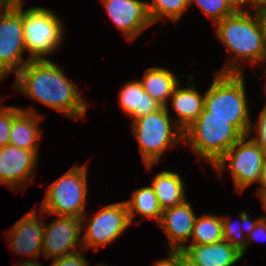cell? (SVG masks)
<instances>
[{
  "label": "cell",
  "instance_id": "6da1fadb",
  "mask_svg": "<svg viewBox=\"0 0 266 266\" xmlns=\"http://www.w3.org/2000/svg\"><path fill=\"white\" fill-rule=\"evenodd\" d=\"M14 89L72 119H83L88 102L63 68L50 59L30 60L17 74Z\"/></svg>",
  "mask_w": 266,
  "mask_h": 266
},
{
  "label": "cell",
  "instance_id": "7a4b0ae2",
  "mask_svg": "<svg viewBox=\"0 0 266 266\" xmlns=\"http://www.w3.org/2000/svg\"><path fill=\"white\" fill-rule=\"evenodd\" d=\"M252 9L254 12L251 14L242 5L234 14L215 23L216 38L232 56L217 73H244L240 60H246L251 65L266 61V45L258 10Z\"/></svg>",
  "mask_w": 266,
  "mask_h": 266
},
{
  "label": "cell",
  "instance_id": "3957f363",
  "mask_svg": "<svg viewBox=\"0 0 266 266\" xmlns=\"http://www.w3.org/2000/svg\"><path fill=\"white\" fill-rule=\"evenodd\" d=\"M205 91L204 109L199 117H220L229 120L243 136L248 135L252 119L248 107L245 75L215 73Z\"/></svg>",
  "mask_w": 266,
  "mask_h": 266
},
{
  "label": "cell",
  "instance_id": "277c9868",
  "mask_svg": "<svg viewBox=\"0 0 266 266\" xmlns=\"http://www.w3.org/2000/svg\"><path fill=\"white\" fill-rule=\"evenodd\" d=\"M169 112V105L162 106L132 122V131L147 170L160 162L167 149L184 143V131L171 120Z\"/></svg>",
  "mask_w": 266,
  "mask_h": 266
},
{
  "label": "cell",
  "instance_id": "5b68a950",
  "mask_svg": "<svg viewBox=\"0 0 266 266\" xmlns=\"http://www.w3.org/2000/svg\"><path fill=\"white\" fill-rule=\"evenodd\" d=\"M242 137L229 120L220 117H198L184 131V143L212 167Z\"/></svg>",
  "mask_w": 266,
  "mask_h": 266
},
{
  "label": "cell",
  "instance_id": "8992f818",
  "mask_svg": "<svg viewBox=\"0 0 266 266\" xmlns=\"http://www.w3.org/2000/svg\"><path fill=\"white\" fill-rule=\"evenodd\" d=\"M87 166L74 165L46 190L40 212L50 216H74L85 214L87 202Z\"/></svg>",
  "mask_w": 266,
  "mask_h": 266
},
{
  "label": "cell",
  "instance_id": "52a82bcc",
  "mask_svg": "<svg viewBox=\"0 0 266 266\" xmlns=\"http://www.w3.org/2000/svg\"><path fill=\"white\" fill-rule=\"evenodd\" d=\"M53 10L31 7L23 10V31L26 51L31 60L48 59L63 41L64 24Z\"/></svg>",
  "mask_w": 266,
  "mask_h": 266
},
{
  "label": "cell",
  "instance_id": "ba28073f",
  "mask_svg": "<svg viewBox=\"0 0 266 266\" xmlns=\"http://www.w3.org/2000/svg\"><path fill=\"white\" fill-rule=\"evenodd\" d=\"M23 5L0 4V81L10 72L17 74L31 60L22 57L26 51Z\"/></svg>",
  "mask_w": 266,
  "mask_h": 266
},
{
  "label": "cell",
  "instance_id": "9c48e42d",
  "mask_svg": "<svg viewBox=\"0 0 266 266\" xmlns=\"http://www.w3.org/2000/svg\"><path fill=\"white\" fill-rule=\"evenodd\" d=\"M265 154L250 138L244 135L213 166L219 176L227 167L233 177L236 191H243L258 183ZM228 164V165H227Z\"/></svg>",
  "mask_w": 266,
  "mask_h": 266
},
{
  "label": "cell",
  "instance_id": "30bf717a",
  "mask_svg": "<svg viewBox=\"0 0 266 266\" xmlns=\"http://www.w3.org/2000/svg\"><path fill=\"white\" fill-rule=\"evenodd\" d=\"M81 220L82 230L86 228V232L82 237L83 250L92 247L95 251H98L99 247H105L118 239L124 230L131 225L125 201L102 207L92 218H88L84 214Z\"/></svg>",
  "mask_w": 266,
  "mask_h": 266
},
{
  "label": "cell",
  "instance_id": "8fae6325",
  "mask_svg": "<svg viewBox=\"0 0 266 266\" xmlns=\"http://www.w3.org/2000/svg\"><path fill=\"white\" fill-rule=\"evenodd\" d=\"M82 220L80 217L59 216L49 224H44L42 257L61 258L83 250L82 247ZM80 249L76 247L79 246Z\"/></svg>",
  "mask_w": 266,
  "mask_h": 266
},
{
  "label": "cell",
  "instance_id": "7c38bea8",
  "mask_svg": "<svg viewBox=\"0 0 266 266\" xmlns=\"http://www.w3.org/2000/svg\"><path fill=\"white\" fill-rule=\"evenodd\" d=\"M38 160L39 156L31 150L10 144L0 147V185L13 191L25 190L34 179Z\"/></svg>",
  "mask_w": 266,
  "mask_h": 266
},
{
  "label": "cell",
  "instance_id": "4fadbf2b",
  "mask_svg": "<svg viewBox=\"0 0 266 266\" xmlns=\"http://www.w3.org/2000/svg\"><path fill=\"white\" fill-rule=\"evenodd\" d=\"M101 2L112 23L122 31L128 41H133L153 25L145 1L101 0Z\"/></svg>",
  "mask_w": 266,
  "mask_h": 266
},
{
  "label": "cell",
  "instance_id": "5bb4252c",
  "mask_svg": "<svg viewBox=\"0 0 266 266\" xmlns=\"http://www.w3.org/2000/svg\"><path fill=\"white\" fill-rule=\"evenodd\" d=\"M37 214L34 207L9 229L7 235L13 254L29 257L26 261L39 259L42 255L44 223L41 219L44 217L40 215L41 218L38 219Z\"/></svg>",
  "mask_w": 266,
  "mask_h": 266
},
{
  "label": "cell",
  "instance_id": "9a60e30c",
  "mask_svg": "<svg viewBox=\"0 0 266 266\" xmlns=\"http://www.w3.org/2000/svg\"><path fill=\"white\" fill-rule=\"evenodd\" d=\"M196 217L188 200L163 210L158 226L168 239V252H180L190 241Z\"/></svg>",
  "mask_w": 266,
  "mask_h": 266
},
{
  "label": "cell",
  "instance_id": "2e32d148",
  "mask_svg": "<svg viewBox=\"0 0 266 266\" xmlns=\"http://www.w3.org/2000/svg\"><path fill=\"white\" fill-rule=\"evenodd\" d=\"M180 252L185 257L186 266H234L243 257L224 240L212 244H186Z\"/></svg>",
  "mask_w": 266,
  "mask_h": 266
},
{
  "label": "cell",
  "instance_id": "e0dca14e",
  "mask_svg": "<svg viewBox=\"0 0 266 266\" xmlns=\"http://www.w3.org/2000/svg\"><path fill=\"white\" fill-rule=\"evenodd\" d=\"M23 108H20L14 114L9 144L31 150L38 155V149L40 148L39 139L42 138L39 122L42 119V115L38 114L32 107Z\"/></svg>",
  "mask_w": 266,
  "mask_h": 266
},
{
  "label": "cell",
  "instance_id": "ac0fdd59",
  "mask_svg": "<svg viewBox=\"0 0 266 266\" xmlns=\"http://www.w3.org/2000/svg\"><path fill=\"white\" fill-rule=\"evenodd\" d=\"M182 86L181 83L176 86L169 102L172 101L171 104L177 115L173 121L185 131L202 113L205 93L202 96L197 91L196 84L189 85L187 88Z\"/></svg>",
  "mask_w": 266,
  "mask_h": 266
},
{
  "label": "cell",
  "instance_id": "d6986e66",
  "mask_svg": "<svg viewBox=\"0 0 266 266\" xmlns=\"http://www.w3.org/2000/svg\"><path fill=\"white\" fill-rule=\"evenodd\" d=\"M118 95L122 111L133 120L162 107L143 89L141 81L137 79L122 86Z\"/></svg>",
  "mask_w": 266,
  "mask_h": 266
},
{
  "label": "cell",
  "instance_id": "ffe728a7",
  "mask_svg": "<svg viewBox=\"0 0 266 266\" xmlns=\"http://www.w3.org/2000/svg\"><path fill=\"white\" fill-rule=\"evenodd\" d=\"M151 187L162 210L181 204L186 200V188L180 173L161 171L152 179Z\"/></svg>",
  "mask_w": 266,
  "mask_h": 266
},
{
  "label": "cell",
  "instance_id": "44dd1931",
  "mask_svg": "<svg viewBox=\"0 0 266 266\" xmlns=\"http://www.w3.org/2000/svg\"><path fill=\"white\" fill-rule=\"evenodd\" d=\"M174 72L163 67H150L140 80L143 89L162 106L168 105V99L180 83Z\"/></svg>",
  "mask_w": 266,
  "mask_h": 266
},
{
  "label": "cell",
  "instance_id": "7402d4cb",
  "mask_svg": "<svg viewBox=\"0 0 266 266\" xmlns=\"http://www.w3.org/2000/svg\"><path fill=\"white\" fill-rule=\"evenodd\" d=\"M125 202L131 224L135 213L145 216L147 219H154L157 221L156 223L160 222L163 210L151 185L135 189L131 194V199Z\"/></svg>",
  "mask_w": 266,
  "mask_h": 266
},
{
  "label": "cell",
  "instance_id": "603a6c76",
  "mask_svg": "<svg viewBox=\"0 0 266 266\" xmlns=\"http://www.w3.org/2000/svg\"><path fill=\"white\" fill-rule=\"evenodd\" d=\"M262 217L263 216L255 218L252 221L249 219L248 214L245 211H242L239 215V221L244 225L237 223L236 226V223L232 222L228 216H221L223 240L233 245L243 256L247 250V236Z\"/></svg>",
  "mask_w": 266,
  "mask_h": 266
},
{
  "label": "cell",
  "instance_id": "cb8c5ba5",
  "mask_svg": "<svg viewBox=\"0 0 266 266\" xmlns=\"http://www.w3.org/2000/svg\"><path fill=\"white\" fill-rule=\"evenodd\" d=\"M221 216L203 214L196 217L190 244H212L223 240Z\"/></svg>",
  "mask_w": 266,
  "mask_h": 266
},
{
  "label": "cell",
  "instance_id": "d4e9b609",
  "mask_svg": "<svg viewBox=\"0 0 266 266\" xmlns=\"http://www.w3.org/2000/svg\"><path fill=\"white\" fill-rule=\"evenodd\" d=\"M188 8L189 0H151L150 3L147 2L148 14L152 24L164 18L178 23Z\"/></svg>",
  "mask_w": 266,
  "mask_h": 266
},
{
  "label": "cell",
  "instance_id": "484cf974",
  "mask_svg": "<svg viewBox=\"0 0 266 266\" xmlns=\"http://www.w3.org/2000/svg\"><path fill=\"white\" fill-rule=\"evenodd\" d=\"M193 3L215 24L246 5V0H189V7Z\"/></svg>",
  "mask_w": 266,
  "mask_h": 266
},
{
  "label": "cell",
  "instance_id": "4316f807",
  "mask_svg": "<svg viewBox=\"0 0 266 266\" xmlns=\"http://www.w3.org/2000/svg\"><path fill=\"white\" fill-rule=\"evenodd\" d=\"M20 109L19 106H3L0 104V147L9 144L10 132L14 120V114Z\"/></svg>",
  "mask_w": 266,
  "mask_h": 266
},
{
  "label": "cell",
  "instance_id": "83f0119b",
  "mask_svg": "<svg viewBox=\"0 0 266 266\" xmlns=\"http://www.w3.org/2000/svg\"><path fill=\"white\" fill-rule=\"evenodd\" d=\"M259 118L256 124H251L248 135L250 138L262 149L266 155V107H263L259 113ZM256 129H255V128ZM253 129L255 130V136L251 137Z\"/></svg>",
  "mask_w": 266,
  "mask_h": 266
},
{
  "label": "cell",
  "instance_id": "f1b7e54d",
  "mask_svg": "<svg viewBox=\"0 0 266 266\" xmlns=\"http://www.w3.org/2000/svg\"><path fill=\"white\" fill-rule=\"evenodd\" d=\"M50 266H89V263L79 250L64 257L53 259Z\"/></svg>",
  "mask_w": 266,
  "mask_h": 266
},
{
  "label": "cell",
  "instance_id": "f546056e",
  "mask_svg": "<svg viewBox=\"0 0 266 266\" xmlns=\"http://www.w3.org/2000/svg\"><path fill=\"white\" fill-rule=\"evenodd\" d=\"M166 258L158 260L152 266H186L185 257L181 252L169 251Z\"/></svg>",
  "mask_w": 266,
  "mask_h": 266
},
{
  "label": "cell",
  "instance_id": "4dcf8cb0",
  "mask_svg": "<svg viewBox=\"0 0 266 266\" xmlns=\"http://www.w3.org/2000/svg\"><path fill=\"white\" fill-rule=\"evenodd\" d=\"M265 240L266 239V216H263L258 223L255 225L254 229L247 236V248L253 240Z\"/></svg>",
  "mask_w": 266,
  "mask_h": 266
},
{
  "label": "cell",
  "instance_id": "1f68e13d",
  "mask_svg": "<svg viewBox=\"0 0 266 266\" xmlns=\"http://www.w3.org/2000/svg\"><path fill=\"white\" fill-rule=\"evenodd\" d=\"M259 187L257 189V195L261 199L266 194V155L263 160L261 175L259 179Z\"/></svg>",
  "mask_w": 266,
  "mask_h": 266
},
{
  "label": "cell",
  "instance_id": "d6a6232c",
  "mask_svg": "<svg viewBox=\"0 0 266 266\" xmlns=\"http://www.w3.org/2000/svg\"><path fill=\"white\" fill-rule=\"evenodd\" d=\"M258 10V18L262 27L264 42L266 45V7H251Z\"/></svg>",
  "mask_w": 266,
  "mask_h": 266
},
{
  "label": "cell",
  "instance_id": "836d02e7",
  "mask_svg": "<svg viewBox=\"0 0 266 266\" xmlns=\"http://www.w3.org/2000/svg\"><path fill=\"white\" fill-rule=\"evenodd\" d=\"M249 7H266V0H246Z\"/></svg>",
  "mask_w": 266,
  "mask_h": 266
},
{
  "label": "cell",
  "instance_id": "e575fe53",
  "mask_svg": "<svg viewBox=\"0 0 266 266\" xmlns=\"http://www.w3.org/2000/svg\"><path fill=\"white\" fill-rule=\"evenodd\" d=\"M15 266H43V265H41V263L38 260L37 261L21 260Z\"/></svg>",
  "mask_w": 266,
  "mask_h": 266
},
{
  "label": "cell",
  "instance_id": "d590c367",
  "mask_svg": "<svg viewBox=\"0 0 266 266\" xmlns=\"http://www.w3.org/2000/svg\"><path fill=\"white\" fill-rule=\"evenodd\" d=\"M24 0H0V4H21Z\"/></svg>",
  "mask_w": 266,
  "mask_h": 266
},
{
  "label": "cell",
  "instance_id": "8d00e7d4",
  "mask_svg": "<svg viewBox=\"0 0 266 266\" xmlns=\"http://www.w3.org/2000/svg\"><path fill=\"white\" fill-rule=\"evenodd\" d=\"M266 212V194L260 199Z\"/></svg>",
  "mask_w": 266,
  "mask_h": 266
},
{
  "label": "cell",
  "instance_id": "74e56055",
  "mask_svg": "<svg viewBox=\"0 0 266 266\" xmlns=\"http://www.w3.org/2000/svg\"><path fill=\"white\" fill-rule=\"evenodd\" d=\"M264 65H266V63H264ZM262 67H265V70H264V73H266V66H262ZM265 77H266V74H265ZM266 88V87H265ZM266 90V89H265ZM264 107H266V104L264 105Z\"/></svg>",
  "mask_w": 266,
  "mask_h": 266
},
{
  "label": "cell",
  "instance_id": "f35d334b",
  "mask_svg": "<svg viewBox=\"0 0 266 266\" xmlns=\"http://www.w3.org/2000/svg\"><path fill=\"white\" fill-rule=\"evenodd\" d=\"M94 266H108V265H106V264H96V265H94Z\"/></svg>",
  "mask_w": 266,
  "mask_h": 266
}]
</instances>
